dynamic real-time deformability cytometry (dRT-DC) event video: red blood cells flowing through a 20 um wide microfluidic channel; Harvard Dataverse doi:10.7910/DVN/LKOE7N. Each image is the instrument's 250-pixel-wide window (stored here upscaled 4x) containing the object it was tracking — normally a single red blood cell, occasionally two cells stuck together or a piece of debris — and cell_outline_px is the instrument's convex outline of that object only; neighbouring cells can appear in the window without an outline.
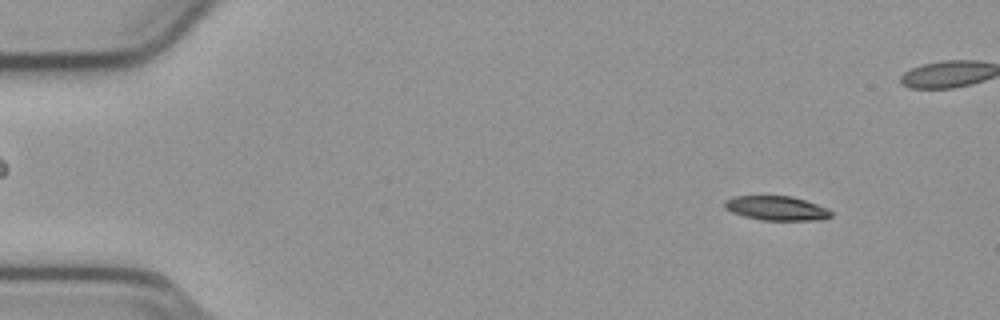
{"species": "common noctule bat (a hibernating species)", "species_latin": "Nyctalus noctula", "temperature_condition": "cold", "stored_images_in_passage": 55, "camera_frame_rate_fps": 3000, "um_per_image_px": 0.085, "animal": {"sex": "male", "body_mass_g": 23.1, "forearm_length_mm": 52.7}, "frame": {"image": 1, "passage_image": 6, "time_ms": 1.667, "image_size_px": [1000, 320], "cell_outline_px": [[832, 216], [820, 220], [760, 220], [744, 216], [732, 212], [724, 208], [724, 200], [736, 196], [792, 196], [828, 208], [832, 212]], "centroid_in_image_um": [66.0, 17.7], "position_along_channel_um": 19.0, "area_um2": 15.09}}
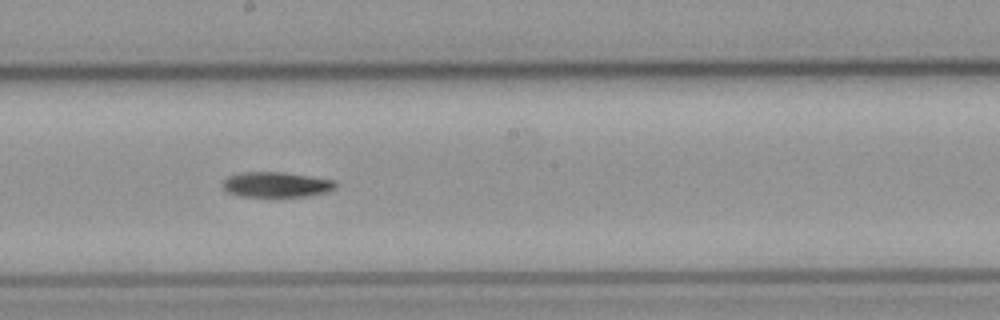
{"frame": {"image": 2, "passage_image": 30, "time_ms": 9.667, "image_size_px": [1000, 320], "cell_outline_px": [[336, 188], [328, 192], [308, 196], [240, 196], [228, 192], [224, 188], [224, 180], [228, 176], [240, 172], [284, 172], [336, 180]], "centroid_in_image_um": [23.53, 15.68], "position_along_channel_um": 224.7, "area_um2": 16.59}}
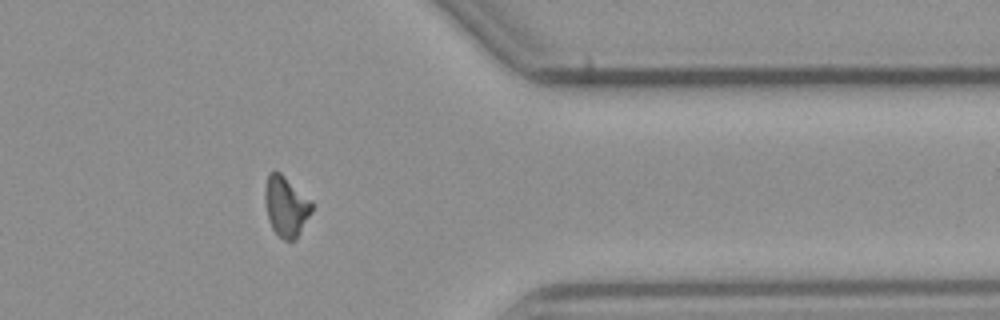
{"frame": {"image": 3, "passage_image": 44, "time_ms": 14.333, "image_size_px": [1000, 320], "cell_outline_px": [[312, 212], [296, 240], [284, 240], [272, 228], [268, 220], [264, 200], [264, 192], [268, 176], [272, 172], [280, 172], [312, 200]], "centroid_in_image_um": [24.32, 17.55], "position_along_channel_um": 387.1, "area_um2": 16.47}, "authors_computed_cell_mechanics": {"area_um2": 16.473, "velocity_mm_per_s": 3.8124, "shape_relaxation_time_tau1_ms": 11.2592, "shape_relaxation_time_tau2_ms": null, "deformation_change_tau1": 0.2148, "deformation_change_tau2": null}}